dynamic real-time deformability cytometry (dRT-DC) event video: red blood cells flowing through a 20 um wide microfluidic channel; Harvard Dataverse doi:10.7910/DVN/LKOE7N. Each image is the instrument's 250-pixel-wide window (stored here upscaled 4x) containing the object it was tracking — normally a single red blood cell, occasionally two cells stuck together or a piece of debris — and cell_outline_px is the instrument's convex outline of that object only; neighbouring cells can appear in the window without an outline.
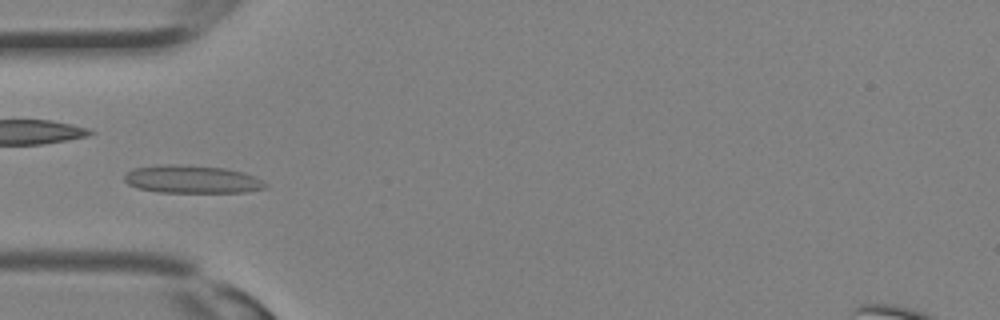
{"species": "Egyptian fruit bat (a non-hibernating species)", "species_latin": "Rousettus aegyptiacus", "temperature_condition": "room temperature", "stored_images_in_passage": 32, "camera_frame_rate_fps": 3000, "um_per_image_px": 0.085, "animal": {"sex": "female"}, "frame": {"image": 1, "passage_image": 10, "time_ms": 3.0, "image_size_px": [1000, 320], "cell_outline_px": [[268, 188], [244, 192], [156, 192], [136, 188], [128, 184], [124, 180], [124, 176], [132, 168], [156, 164], [184, 164], [224, 168], [244, 172], [268, 184]], "centroid_in_image_um": [16.27, 15.23], "position_along_channel_um": 68.7, "area_um2": 23.18}}
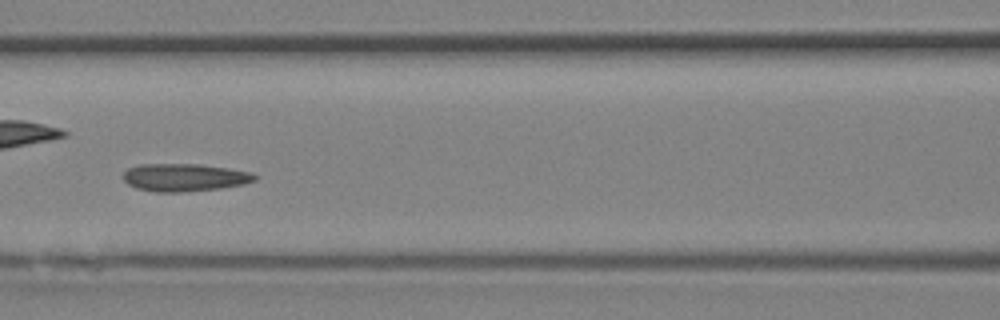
{"frame": {"image": 2, "passage_image": 14, "time_ms": 4.333, "image_size_px": [1000, 320], "cell_outline_px": [[256, 180], [244, 184], [220, 188], [180, 192], [156, 192], [136, 188], [128, 184], [124, 180], [124, 172], [128, 168], [140, 164], [196, 164], [228, 168], [252, 172], [256, 176]], "centroid_in_image_um": [15.68, 15.08], "position_along_channel_um": 150.9, "area_um2": 21.15}}
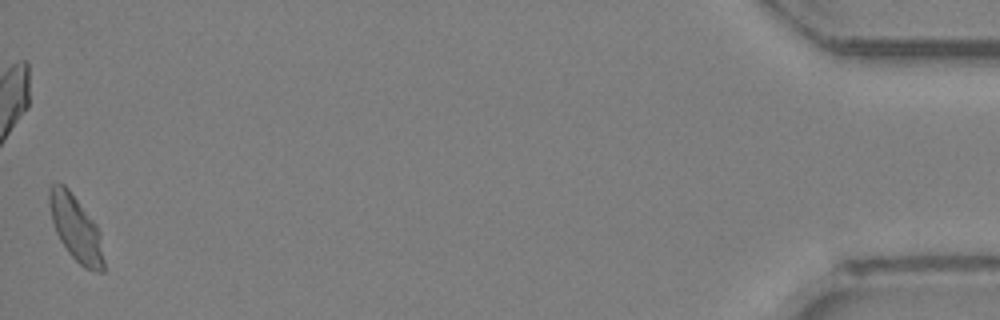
{"frame": {"image": 3, "passage_image": 32, "time_ms": 10.333, "image_size_px": [1000, 320], "cell_outline_px": [[104, 272], [96, 272], [84, 268], [68, 252], [60, 240], [56, 232], [52, 220], [48, 200], [48, 188], [52, 184], [64, 184], [68, 188], [96, 224], [100, 232], [104, 260]], "centroid_in_image_um": [6.45, 19.41], "position_along_channel_um": 428.8, "area_um2": 20.75}}